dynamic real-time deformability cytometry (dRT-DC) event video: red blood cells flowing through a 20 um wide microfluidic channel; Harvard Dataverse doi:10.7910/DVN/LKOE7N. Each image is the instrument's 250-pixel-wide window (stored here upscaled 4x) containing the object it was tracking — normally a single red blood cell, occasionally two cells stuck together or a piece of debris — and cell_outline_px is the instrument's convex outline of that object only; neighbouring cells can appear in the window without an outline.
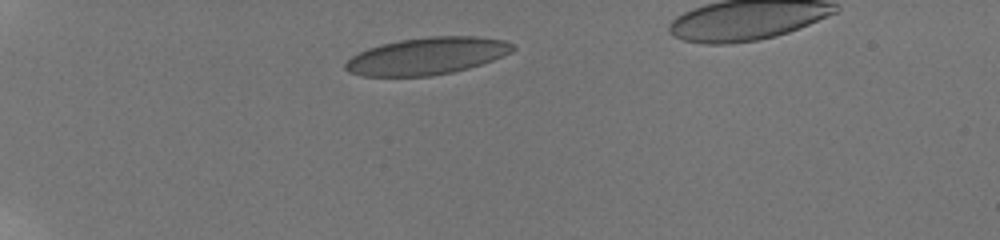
{"species": "human", "species_latin": "Homo sapiens", "temperature_condition": "room temperature", "stored_images_in_passage": 26, "camera_frame_rate_fps": 3000, "um_per_image_px": 0.085, "donor": {"sex": "male"}, "frame": {"image": 1, "passage_image": 3, "time_ms": 0.667, "image_size_px": [1000, 240], "cell_outline_px": [[516, 48], [512, 52], [492, 60], [468, 68], [452, 72], [432, 76], [360, 76], [348, 72], [344, 68], [344, 64], [352, 56], [368, 48], [380, 44], [400, 40], [428, 36], [476, 36], [504, 40], [516, 44]], "centroid_in_image_um": [36.3, 4.76], "position_along_channel_um": 48.7, "area_um2": 36.36}}
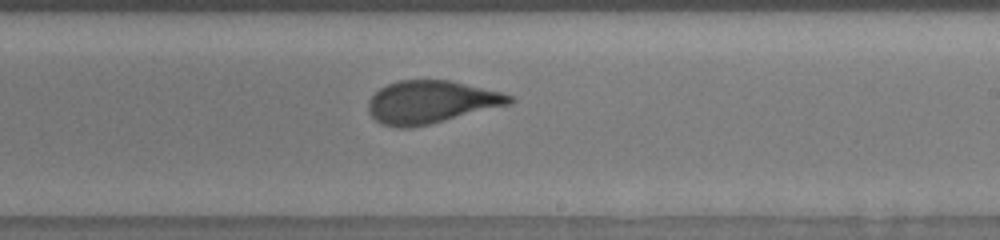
{"frame": {"image": 2, "passage_image": 21, "time_ms": 7.333, "image_size_px": [1000, 240], "cell_outline_px": [[516, 100], [508, 104], [412, 128], [396, 128], [380, 124], [368, 112], [368, 100], [380, 88], [396, 80], [448, 80], [500, 92], [512, 96]], "centroid_in_image_um": [36.56, 8.67], "position_along_channel_um": 252.4, "area_um2": 34.74}}
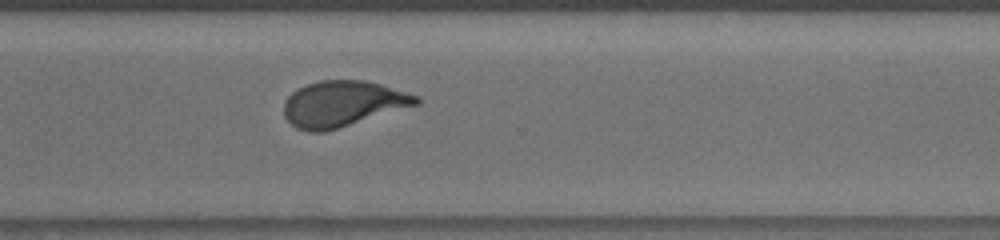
{"frame": {"image": 3, "passage_image": 26, "time_ms": 9.667, "image_size_px": [1000, 240], "cell_outline_px": [[420, 104], [324, 132], [308, 132], [296, 128], [284, 116], [284, 100], [292, 92], [308, 84], [320, 80], [364, 80], [380, 84], [420, 96]], "centroid_in_image_um": [29.13, 8.82], "position_along_channel_um": 341.5, "area_um2": 35.2}}